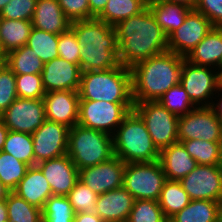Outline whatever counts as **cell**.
Returning <instances> with one entry per match:
<instances>
[{
  "mask_svg": "<svg viewBox=\"0 0 222 222\" xmlns=\"http://www.w3.org/2000/svg\"><path fill=\"white\" fill-rule=\"evenodd\" d=\"M115 27L121 64H135L168 51V37L147 6L140 13L120 21Z\"/></svg>",
  "mask_w": 222,
  "mask_h": 222,
  "instance_id": "cell-1",
  "label": "cell"
},
{
  "mask_svg": "<svg viewBox=\"0 0 222 222\" xmlns=\"http://www.w3.org/2000/svg\"><path fill=\"white\" fill-rule=\"evenodd\" d=\"M70 28L80 44L79 66L82 72L104 71L122 65L114 26L95 17L73 21Z\"/></svg>",
  "mask_w": 222,
  "mask_h": 222,
  "instance_id": "cell-2",
  "label": "cell"
},
{
  "mask_svg": "<svg viewBox=\"0 0 222 222\" xmlns=\"http://www.w3.org/2000/svg\"><path fill=\"white\" fill-rule=\"evenodd\" d=\"M184 57L166 51L135 64L131 69L134 103L158 101L180 84Z\"/></svg>",
  "mask_w": 222,
  "mask_h": 222,
  "instance_id": "cell-3",
  "label": "cell"
},
{
  "mask_svg": "<svg viewBox=\"0 0 222 222\" xmlns=\"http://www.w3.org/2000/svg\"><path fill=\"white\" fill-rule=\"evenodd\" d=\"M80 100L134 103L131 69L121 65L104 71L82 72Z\"/></svg>",
  "mask_w": 222,
  "mask_h": 222,
  "instance_id": "cell-4",
  "label": "cell"
},
{
  "mask_svg": "<svg viewBox=\"0 0 222 222\" xmlns=\"http://www.w3.org/2000/svg\"><path fill=\"white\" fill-rule=\"evenodd\" d=\"M113 152L125 163L158 161L160 151L154 145L142 118L131 110L113 135Z\"/></svg>",
  "mask_w": 222,
  "mask_h": 222,
  "instance_id": "cell-5",
  "label": "cell"
},
{
  "mask_svg": "<svg viewBox=\"0 0 222 222\" xmlns=\"http://www.w3.org/2000/svg\"><path fill=\"white\" fill-rule=\"evenodd\" d=\"M67 155L78 170L105 162L114 156L113 136L76 124L69 130Z\"/></svg>",
  "mask_w": 222,
  "mask_h": 222,
  "instance_id": "cell-6",
  "label": "cell"
},
{
  "mask_svg": "<svg viewBox=\"0 0 222 222\" xmlns=\"http://www.w3.org/2000/svg\"><path fill=\"white\" fill-rule=\"evenodd\" d=\"M167 178L160 161L126 163L123 187L135 200L158 201Z\"/></svg>",
  "mask_w": 222,
  "mask_h": 222,
  "instance_id": "cell-7",
  "label": "cell"
},
{
  "mask_svg": "<svg viewBox=\"0 0 222 222\" xmlns=\"http://www.w3.org/2000/svg\"><path fill=\"white\" fill-rule=\"evenodd\" d=\"M133 110L142 118L159 151L178 142L179 116L168 111L158 101L134 103Z\"/></svg>",
  "mask_w": 222,
  "mask_h": 222,
  "instance_id": "cell-8",
  "label": "cell"
},
{
  "mask_svg": "<svg viewBox=\"0 0 222 222\" xmlns=\"http://www.w3.org/2000/svg\"><path fill=\"white\" fill-rule=\"evenodd\" d=\"M133 108L134 103L80 100L77 124L113 136L125 116Z\"/></svg>",
  "mask_w": 222,
  "mask_h": 222,
  "instance_id": "cell-9",
  "label": "cell"
},
{
  "mask_svg": "<svg viewBox=\"0 0 222 222\" xmlns=\"http://www.w3.org/2000/svg\"><path fill=\"white\" fill-rule=\"evenodd\" d=\"M221 84L220 71L192 64L184 58L180 85L196 107H209Z\"/></svg>",
  "mask_w": 222,
  "mask_h": 222,
  "instance_id": "cell-10",
  "label": "cell"
},
{
  "mask_svg": "<svg viewBox=\"0 0 222 222\" xmlns=\"http://www.w3.org/2000/svg\"><path fill=\"white\" fill-rule=\"evenodd\" d=\"M222 124L210 107H196L178 119V141L219 142Z\"/></svg>",
  "mask_w": 222,
  "mask_h": 222,
  "instance_id": "cell-11",
  "label": "cell"
},
{
  "mask_svg": "<svg viewBox=\"0 0 222 222\" xmlns=\"http://www.w3.org/2000/svg\"><path fill=\"white\" fill-rule=\"evenodd\" d=\"M180 183L191 200L218 201L222 196V165H197Z\"/></svg>",
  "mask_w": 222,
  "mask_h": 222,
  "instance_id": "cell-12",
  "label": "cell"
},
{
  "mask_svg": "<svg viewBox=\"0 0 222 222\" xmlns=\"http://www.w3.org/2000/svg\"><path fill=\"white\" fill-rule=\"evenodd\" d=\"M212 28L213 24L205 15L191 10L184 23L168 36V51L186 58Z\"/></svg>",
  "mask_w": 222,
  "mask_h": 222,
  "instance_id": "cell-13",
  "label": "cell"
},
{
  "mask_svg": "<svg viewBox=\"0 0 222 222\" xmlns=\"http://www.w3.org/2000/svg\"><path fill=\"white\" fill-rule=\"evenodd\" d=\"M1 116L8 130L32 134L46 120L44 101L17 98Z\"/></svg>",
  "mask_w": 222,
  "mask_h": 222,
  "instance_id": "cell-14",
  "label": "cell"
},
{
  "mask_svg": "<svg viewBox=\"0 0 222 222\" xmlns=\"http://www.w3.org/2000/svg\"><path fill=\"white\" fill-rule=\"evenodd\" d=\"M70 128L50 120H45L40 128L31 135L35 166L39 162L67 154L68 134Z\"/></svg>",
  "mask_w": 222,
  "mask_h": 222,
  "instance_id": "cell-15",
  "label": "cell"
},
{
  "mask_svg": "<svg viewBox=\"0 0 222 222\" xmlns=\"http://www.w3.org/2000/svg\"><path fill=\"white\" fill-rule=\"evenodd\" d=\"M126 163L117 156L109 160L79 170V180L101 195L123 186Z\"/></svg>",
  "mask_w": 222,
  "mask_h": 222,
  "instance_id": "cell-16",
  "label": "cell"
},
{
  "mask_svg": "<svg viewBox=\"0 0 222 222\" xmlns=\"http://www.w3.org/2000/svg\"><path fill=\"white\" fill-rule=\"evenodd\" d=\"M36 166L49 182L55 196H67L79 180V170L67 154L39 162Z\"/></svg>",
  "mask_w": 222,
  "mask_h": 222,
  "instance_id": "cell-17",
  "label": "cell"
},
{
  "mask_svg": "<svg viewBox=\"0 0 222 222\" xmlns=\"http://www.w3.org/2000/svg\"><path fill=\"white\" fill-rule=\"evenodd\" d=\"M43 101L47 120L63 124L70 129L78 123L80 98L77 91L46 92Z\"/></svg>",
  "mask_w": 222,
  "mask_h": 222,
  "instance_id": "cell-18",
  "label": "cell"
},
{
  "mask_svg": "<svg viewBox=\"0 0 222 222\" xmlns=\"http://www.w3.org/2000/svg\"><path fill=\"white\" fill-rule=\"evenodd\" d=\"M41 75L46 92L62 90L78 92L82 70L78 64L58 57L44 64Z\"/></svg>",
  "mask_w": 222,
  "mask_h": 222,
  "instance_id": "cell-19",
  "label": "cell"
},
{
  "mask_svg": "<svg viewBox=\"0 0 222 222\" xmlns=\"http://www.w3.org/2000/svg\"><path fill=\"white\" fill-rule=\"evenodd\" d=\"M134 200L122 186L98 195L94 212L104 222H127Z\"/></svg>",
  "mask_w": 222,
  "mask_h": 222,
  "instance_id": "cell-20",
  "label": "cell"
},
{
  "mask_svg": "<svg viewBox=\"0 0 222 222\" xmlns=\"http://www.w3.org/2000/svg\"><path fill=\"white\" fill-rule=\"evenodd\" d=\"M12 192L40 209L48 198L53 196L49 182L37 166L27 169L25 176Z\"/></svg>",
  "mask_w": 222,
  "mask_h": 222,
  "instance_id": "cell-21",
  "label": "cell"
},
{
  "mask_svg": "<svg viewBox=\"0 0 222 222\" xmlns=\"http://www.w3.org/2000/svg\"><path fill=\"white\" fill-rule=\"evenodd\" d=\"M32 25L59 35L70 28L71 21L64 14L58 0H37Z\"/></svg>",
  "mask_w": 222,
  "mask_h": 222,
  "instance_id": "cell-22",
  "label": "cell"
},
{
  "mask_svg": "<svg viewBox=\"0 0 222 222\" xmlns=\"http://www.w3.org/2000/svg\"><path fill=\"white\" fill-rule=\"evenodd\" d=\"M185 59L192 64L212 67L222 73L221 31L217 27H213Z\"/></svg>",
  "mask_w": 222,
  "mask_h": 222,
  "instance_id": "cell-23",
  "label": "cell"
},
{
  "mask_svg": "<svg viewBox=\"0 0 222 222\" xmlns=\"http://www.w3.org/2000/svg\"><path fill=\"white\" fill-rule=\"evenodd\" d=\"M159 161L166 178L176 181H180L198 165L179 141L162 149Z\"/></svg>",
  "mask_w": 222,
  "mask_h": 222,
  "instance_id": "cell-24",
  "label": "cell"
},
{
  "mask_svg": "<svg viewBox=\"0 0 222 222\" xmlns=\"http://www.w3.org/2000/svg\"><path fill=\"white\" fill-rule=\"evenodd\" d=\"M148 7L167 37L184 23L191 11L183 5L156 0H148Z\"/></svg>",
  "mask_w": 222,
  "mask_h": 222,
  "instance_id": "cell-25",
  "label": "cell"
},
{
  "mask_svg": "<svg viewBox=\"0 0 222 222\" xmlns=\"http://www.w3.org/2000/svg\"><path fill=\"white\" fill-rule=\"evenodd\" d=\"M32 21L0 18V47L4 55L26 45Z\"/></svg>",
  "mask_w": 222,
  "mask_h": 222,
  "instance_id": "cell-26",
  "label": "cell"
},
{
  "mask_svg": "<svg viewBox=\"0 0 222 222\" xmlns=\"http://www.w3.org/2000/svg\"><path fill=\"white\" fill-rule=\"evenodd\" d=\"M148 6V0H108L104 10L96 17L108 25L116 26Z\"/></svg>",
  "mask_w": 222,
  "mask_h": 222,
  "instance_id": "cell-27",
  "label": "cell"
},
{
  "mask_svg": "<svg viewBox=\"0 0 222 222\" xmlns=\"http://www.w3.org/2000/svg\"><path fill=\"white\" fill-rule=\"evenodd\" d=\"M4 62L15 75L42 74L44 63L27 45L5 55Z\"/></svg>",
  "mask_w": 222,
  "mask_h": 222,
  "instance_id": "cell-28",
  "label": "cell"
},
{
  "mask_svg": "<svg viewBox=\"0 0 222 222\" xmlns=\"http://www.w3.org/2000/svg\"><path fill=\"white\" fill-rule=\"evenodd\" d=\"M191 202L180 181L167 179L159 196L158 203L169 220Z\"/></svg>",
  "mask_w": 222,
  "mask_h": 222,
  "instance_id": "cell-29",
  "label": "cell"
},
{
  "mask_svg": "<svg viewBox=\"0 0 222 222\" xmlns=\"http://www.w3.org/2000/svg\"><path fill=\"white\" fill-rule=\"evenodd\" d=\"M168 222H217V201L191 200Z\"/></svg>",
  "mask_w": 222,
  "mask_h": 222,
  "instance_id": "cell-30",
  "label": "cell"
},
{
  "mask_svg": "<svg viewBox=\"0 0 222 222\" xmlns=\"http://www.w3.org/2000/svg\"><path fill=\"white\" fill-rule=\"evenodd\" d=\"M33 148V138L30 133L9 130L2 151L13 155L29 166H35Z\"/></svg>",
  "mask_w": 222,
  "mask_h": 222,
  "instance_id": "cell-31",
  "label": "cell"
},
{
  "mask_svg": "<svg viewBox=\"0 0 222 222\" xmlns=\"http://www.w3.org/2000/svg\"><path fill=\"white\" fill-rule=\"evenodd\" d=\"M58 36V34L48 33L33 27L26 45L34 50V53L45 64L59 57Z\"/></svg>",
  "mask_w": 222,
  "mask_h": 222,
  "instance_id": "cell-32",
  "label": "cell"
},
{
  "mask_svg": "<svg viewBox=\"0 0 222 222\" xmlns=\"http://www.w3.org/2000/svg\"><path fill=\"white\" fill-rule=\"evenodd\" d=\"M182 144L198 165H222L219 142L184 140Z\"/></svg>",
  "mask_w": 222,
  "mask_h": 222,
  "instance_id": "cell-33",
  "label": "cell"
},
{
  "mask_svg": "<svg viewBox=\"0 0 222 222\" xmlns=\"http://www.w3.org/2000/svg\"><path fill=\"white\" fill-rule=\"evenodd\" d=\"M8 222H41V209L11 192L6 199Z\"/></svg>",
  "mask_w": 222,
  "mask_h": 222,
  "instance_id": "cell-34",
  "label": "cell"
},
{
  "mask_svg": "<svg viewBox=\"0 0 222 222\" xmlns=\"http://www.w3.org/2000/svg\"><path fill=\"white\" fill-rule=\"evenodd\" d=\"M30 166L13 155L0 151V181L13 191Z\"/></svg>",
  "mask_w": 222,
  "mask_h": 222,
  "instance_id": "cell-35",
  "label": "cell"
},
{
  "mask_svg": "<svg viewBox=\"0 0 222 222\" xmlns=\"http://www.w3.org/2000/svg\"><path fill=\"white\" fill-rule=\"evenodd\" d=\"M41 212L42 222H73L75 217L67 196H50Z\"/></svg>",
  "mask_w": 222,
  "mask_h": 222,
  "instance_id": "cell-36",
  "label": "cell"
},
{
  "mask_svg": "<svg viewBox=\"0 0 222 222\" xmlns=\"http://www.w3.org/2000/svg\"><path fill=\"white\" fill-rule=\"evenodd\" d=\"M158 102L177 116L185 115L196 108L185 89L180 84L171 87Z\"/></svg>",
  "mask_w": 222,
  "mask_h": 222,
  "instance_id": "cell-37",
  "label": "cell"
},
{
  "mask_svg": "<svg viewBox=\"0 0 222 222\" xmlns=\"http://www.w3.org/2000/svg\"><path fill=\"white\" fill-rule=\"evenodd\" d=\"M127 222H168L158 201L134 200L133 208Z\"/></svg>",
  "mask_w": 222,
  "mask_h": 222,
  "instance_id": "cell-38",
  "label": "cell"
},
{
  "mask_svg": "<svg viewBox=\"0 0 222 222\" xmlns=\"http://www.w3.org/2000/svg\"><path fill=\"white\" fill-rule=\"evenodd\" d=\"M98 195L82 181L78 180L67 198L75 214L81 212H94Z\"/></svg>",
  "mask_w": 222,
  "mask_h": 222,
  "instance_id": "cell-39",
  "label": "cell"
},
{
  "mask_svg": "<svg viewBox=\"0 0 222 222\" xmlns=\"http://www.w3.org/2000/svg\"><path fill=\"white\" fill-rule=\"evenodd\" d=\"M18 98L43 99L46 91L41 74L15 75Z\"/></svg>",
  "mask_w": 222,
  "mask_h": 222,
  "instance_id": "cell-40",
  "label": "cell"
},
{
  "mask_svg": "<svg viewBox=\"0 0 222 222\" xmlns=\"http://www.w3.org/2000/svg\"><path fill=\"white\" fill-rule=\"evenodd\" d=\"M18 98L16 78L5 62L0 64V115Z\"/></svg>",
  "mask_w": 222,
  "mask_h": 222,
  "instance_id": "cell-41",
  "label": "cell"
},
{
  "mask_svg": "<svg viewBox=\"0 0 222 222\" xmlns=\"http://www.w3.org/2000/svg\"><path fill=\"white\" fill-rule=\"evenodd\" d=\"M37 0H10L0 12V18L32 21Z\"/></svg>",
  "mask_w": 222,
  "mask_h": 222,
  "instance_id": "cell-42",
  "label": "cell"
},
{
  "mask_svg": "<svg viewBox=\"0 0 222 222\" xmlns=\"http://www.w3.org/2000/svg\"><path fill=\"white\" fill-rule=\"evenodd\" d=\"M59 57L68 62L78 64L80 61V44L77 42L74 31L69 28L58 36Z\"/></svg>",
  "mask_w": 222,
  "mask_h": 222,
  "instance_id": "cell-43",
  "label": "cell"
},
{
  "mask_svg": "<svg viewBox=\"0 0 222 222\" xmlns=\"http://www.w3.org/2000/svg\"><path fill=\"white\" fill-rule=\"evenodd\" d=\"M58 2L71 22L90 19L89 0H58Z\"/></svg>",
  "mask_w": 222,
  "mask_h": 222,
  "instance_id": "cell-44",
  "label": "cell"
},
{
  "mask_svg": "<svg viewBox=\"0 0 222 222\" xmlns=\"http://www.w3.org/2000/svg\"><path fill=\"white\" fill-rule=\"evenodd\" d=\"M194 10L205 15L213 27L222 26V0H197Z\"/></svg>",
  "mask_w": 222,
  "mask_h": 222,
  "instance_id": "cell-45",
  "label": "cell"
},
{
  "mask_svg": "<svg viewBox=\"0 0 222 222\" xmlns=\"http://www.w3.org/2000/svg\"><path fill=\"white\" fill-rule=\"evenodd\" d=\"M221 92H222V84L219 86L217 90L218 96L215 94V97L213 98L215 100L217 97L219 100L218 99L215 100L217 101V103L214 100H212L209 107L215 113L216 117L222 124V93Z\"/></svg>",
  "mask_w": 222,
  "mask_h": 222,
  "instance_id": "cell-46",
  "label": "cell"
},
{
  "mask_svg": "<svg viewBox=\"0 0 222 222\" xmlns=\"http://www.w3.org/2000/svg\"><path fill=\"white\" fill-rule=\"evenodd\" d=\"M73 222H104L95 212H81L75 214Z\"/></svg>",
  "mask_w": 222,
  "mask_h": 222,
  "instance_id": "cell-47",
  "label": "cell"
},
{
  "mask_svg": "<svg viewBox=\"0 0 222 222\" xmlns=\"http://www.w3.org/2000/svg\"><path fill=\"white\" fill-rule=\"evenodd\" d=\"M108 0H89L90 19L97 17L105 8Z\"/></svg>",
  "mask_w": 222,
  "mask_h": 222,
  "instance_id": "cell-48",
  "label": "cell"
},
{
  "mask_svg": "<svg viewBox=\"0 0 222 222\" xmlns=\"http://www.w3.org/2000/svg\"><path fill=\"white\" fill-rule=\"evenodd\" d=\"M8 132H9V130L5 126L4 120H3L2 116L0 115V151L3 150Z\"/></svg>",
  "mask_w": 222,
  "mask_h": 222,
  "instance_id": "cell-49",
  "label": "cell"
},
{
  "mask_svg": "<svg viewBox=\"0 0 222 222\" xmlns=\"http://www.w3.org/2000/svg\"><path fill=\"white\" fill-rule=\"evenodd\" d=\"M156 1H165L169 3H175L178 5H183L184 7L189 8L191 10H194L197 0H156Z\"/></svg>",
  "mask_w": 222,
  "mask_h": 222,
  "instance_id": "cell-50",
  "label": "cell"
},
{
  "mask_svg": "<svg viewBox=\"0 0 222 222\" xmlns=\"http://www.w3.org/2000/svg\"><path fill=\"white\" fill-rule=\"evenodd\" d=\"M0 222H8V209L6 200L0 201Z\"/></svg>",
  "mask_w": 222,
  "mask_h": 222,
  "instance_id": "cell-51",
  "label": "cell"
},
{
  "mask_svg": "<svg viewBox=\"0 0 222 222\" xmlns=\"http://www.w3.org/2000/svg\"><path fill=\"white\" fill-rule=\"evenodd\" d=\"M12 191L0 181V201L6 200Z\"/></svg>",
  "mask_w": 222,
  "mask_h": 222,
  "instance_id": "cell-52",
  "label": "cell"
},
{
  "mask_svg": "<svg viewBox=\"0 0 222 222\" xmlns=\"http://www.w3.org/2000/svg\"><path fill=\"white\" fill-rule=\"evenodd\" d=\"M217 222H222V196L217 201Z\"/></svg>",
  "mask_w": 222,
  "mask_h": 222,
  "instance_id": "cell-53",
  "label": "cell"
},
{
  "mask_svg": "<svg viewBox=\"0 0 222 222\" xmlns=\"http://www.w3.org/2000/svg\"><path fill=\"white\" fill-rule=\"evenodd\" d=\"M10 0H0V12L3 9V7L9 3Z\"/></svg>",
  "mask_w": 222,
  "mask_h": 222,
  "instance_id": "cell-54",
  "label": "cell"
},
{
  "mask_svg": "<svg viewBox=\"0 0 222 222\" xmlns=\"http://www.w3.org/2000/svg\"><path fill=\"white\" fill-rule=\"evenodd\" d=\"M219 147H220V153H221V156H222V132H221V136H220V139H219Z\"/></svg>",
  "mask_w": 222,
  "mask_h": 222,
  "instance_id": "cell-55",
  "label": "cell"
},
{
  "mask_svg": "<svg viewBox=\"0 0 222 222\" xmlns=\"http://www.w3.org/2000/svg\"><path fill=\"white\" fill-rule=\"evenodd\" d=\"M5 60V55L3 54L1 47H0V61H4Z\"/></svg>",
  "mask_w": 222,
  "mask_h": 222,
  "instance_id": "cell-56",
  "label": "cell"
},
{
  "mask_svg": "<svg viewBox=\"0 0 222 222\" xmlns=\"http://www.w3.org/2000/svg\"><path fill=\"white\" fill-rule=\"evenodd\" d=\"M220 31H221V33H222V26H219V27H217Z\"/></svg>",
  "mask_w": 222,
  "mask_h": 222,
  "instance_id": "cell-57",
  "label": "cell"
}]
</instances>
